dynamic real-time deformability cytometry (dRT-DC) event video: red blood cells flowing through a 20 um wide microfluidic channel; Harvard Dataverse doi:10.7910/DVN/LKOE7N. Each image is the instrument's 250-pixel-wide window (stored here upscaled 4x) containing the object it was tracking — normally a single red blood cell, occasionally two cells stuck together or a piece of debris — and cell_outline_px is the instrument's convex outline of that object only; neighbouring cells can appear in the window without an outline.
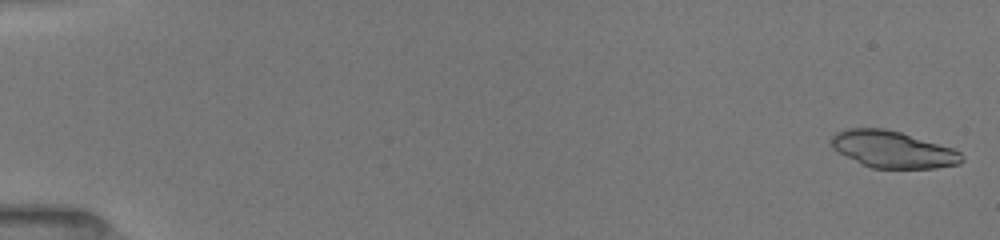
{"species": "common noctule bat (a hibernating species)", "species_latin": "Nyctalus noctula", "temperature_condition": "room temperature", "stored_images_in_passage": 34, "camera_frame_rate_fps": 3000, "um_per_image_px": 0.085, "animal": {"sex": "female", "body_mass_g": 19.5, "forearm_length_mm": 54.1}, "frame": {"image": 1, "passage_image": 1, "time_ms": 0.0, "image_size_px": [1000, 240], "cell_outline_px": [[964, 160], [960, 164], [936, 168], [872, 168], [860, 164], [832, 148], [828, 140], [836, 132], [848, 128], [884, 128], [900, 132], [952, 148], [960, 152], [964, 156]], "centroid_in_image_um": [75.86, 12.7], "position_along_channel_um": 9.1, "area_um2": 28.09}}
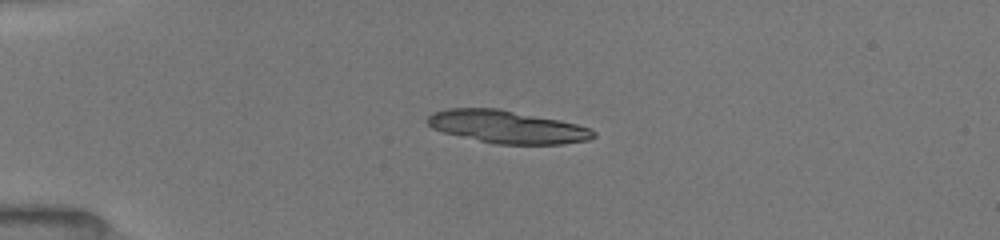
{"frame": {"image": 2, "passage_image": 13, "time_ms": 4.0, "image_size_px": [1000, 240], "cell_outline_px": [[596, 136], [588, 140], [564, 144], [496, 144], [444, 132], [432, 128], [428, 124], [428, 116], [432, 112], [448, 108], [496, 108], [560, 120], [592, 128], [596, 132]], "centroid_in_image_um": [43.14, 10.78], "position_along_channel_um": 41.9, "area_um2": 31.5}}